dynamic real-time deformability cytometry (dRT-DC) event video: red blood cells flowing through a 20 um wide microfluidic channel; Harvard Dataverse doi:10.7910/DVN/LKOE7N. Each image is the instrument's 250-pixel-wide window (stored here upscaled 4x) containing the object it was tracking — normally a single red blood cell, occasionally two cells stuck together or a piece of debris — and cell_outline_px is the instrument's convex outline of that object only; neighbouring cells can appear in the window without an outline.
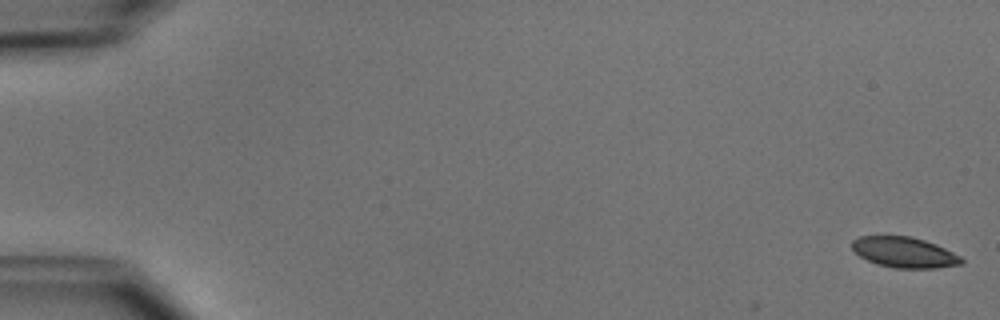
{"species": "common noctule bat (a hibernating species)", "species_latin": "Nyctalus noctula", "temperature_condition": "cold", "stored_images_in_passage": 10, "camera_frame_rate_fps": 3000, "um_per_image_px": 0.085, "animal": {"sex": "male", "body_mass_g": 15.6}, "frame": {"image": 1, "passage_image": 1, "time_ms": 0.0, "image_size_px": [1000, 320], "cell_outline_px": [[964, 264], [936, 268], [896, 268], [876, 264], [860, 256], [852, 248], [852, 240], [860, 236], [908, 236], [924, 240], [936, 244], [960, 256], [964, 260]], "centroid_in_image_um": [76.88, 21.45], "position_along_channel_um": 8.1, "area_um2": 19.42}}